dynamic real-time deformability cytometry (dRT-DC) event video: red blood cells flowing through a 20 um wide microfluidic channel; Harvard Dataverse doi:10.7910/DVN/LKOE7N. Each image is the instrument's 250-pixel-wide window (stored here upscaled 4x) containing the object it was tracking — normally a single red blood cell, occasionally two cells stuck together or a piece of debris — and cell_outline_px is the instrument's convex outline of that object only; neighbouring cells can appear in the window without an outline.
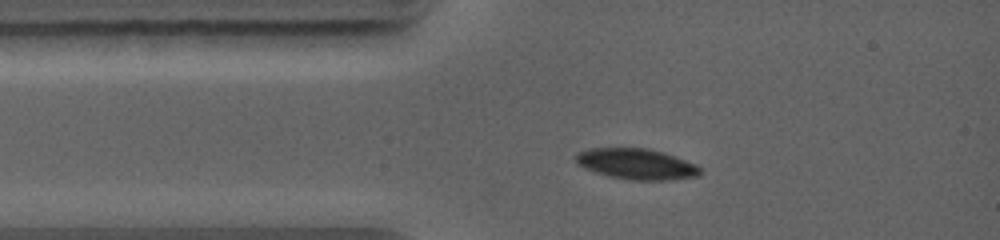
{"species": "common noctule bat (a hibernating species)", "species_latin": "Nyctalus noctula", "temperature_condition": "warm", "stored_images_in_passage": 11, "camera_frame_rate_fps": 5000, "um_per_image_px": 0.085, "animal": {"sex": "female", "body_mass_g": 19.0, "forearm_length_mm": 56.7}, "frame": {"image": 1, "passage_image": 1, "time_ms": 0.0, "image_size_px": [1000, 240], "cell_outline_px": [[700, 176], [668, 180], [632, 180], [608, 176], [584, 168], [576, 160], [576, 156], [580, 152], [588, 148], [648, 148], [664, 152], [696, 164], [700, 168]], "centroid_in_image_um": [54.13, 13.94], "position_along_channel_um": 30.9, "area_um2": 22.2}}
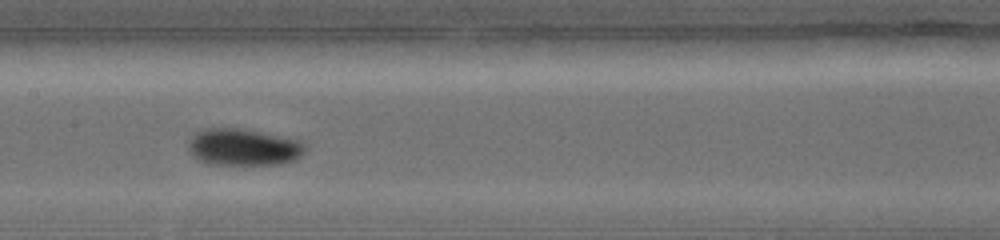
{"frame": {"image": 2, "passage_image": 5, "time_ms": 3.6, "image_size_px": [1000, 240], "cell_outline_px": [[304, 152], [296, 160], [280, 164], [208, 164], [192, 156], [188, 152], [188, 140], [192, 132], [204, 128], [240, 128], [264, 132], [304, 140]], "centroid_in_image_um": [20.66, 12.48], "position_along_channel_um": 186.7, "area_um2": 25.66}}
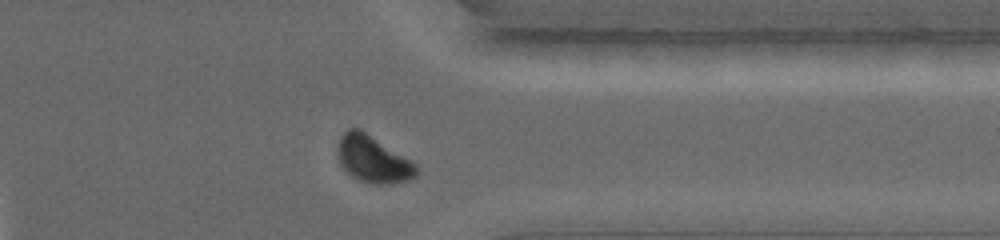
{"frame": {"image": 3, "passage_image": 10, "time_ms": 7.8, "image_size_px": [1000, 240], "cell_outline_px": [[420, 172], [416, 176], [408, 180], [384, 184], [372, 184], [360, 180], [352, 176], [340, 164], [336, 152], [340, 136], [348, 128], [360, 128], [416, 164], [420, 168]], "centroid_in_image_um": [31.7, 13.53], "position_along_channel_um": 379.7, "area_um2": 21.44}}